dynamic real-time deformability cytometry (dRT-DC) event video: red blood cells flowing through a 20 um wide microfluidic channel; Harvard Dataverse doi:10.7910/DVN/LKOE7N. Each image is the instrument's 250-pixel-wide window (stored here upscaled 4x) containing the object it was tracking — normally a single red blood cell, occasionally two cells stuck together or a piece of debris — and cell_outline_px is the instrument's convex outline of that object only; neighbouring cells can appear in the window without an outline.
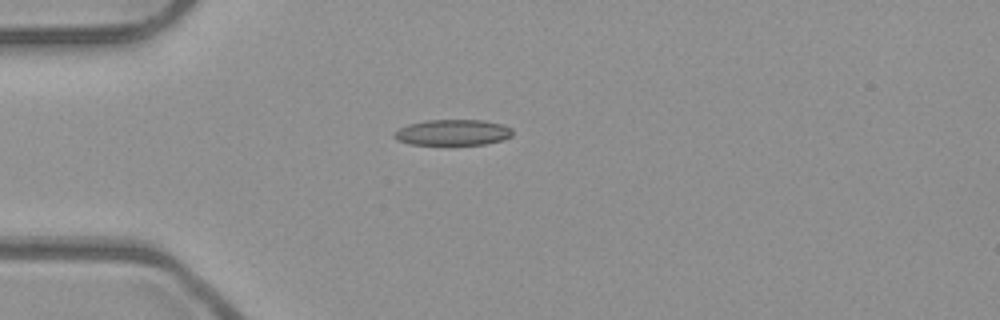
{"species": "common noctule bat (a hibernating species)", "species_latin": "Nyctalus noctula", "temperature_condition": "room temperature", "stored_images_in_passage": 4, "camera_frame_rate_fps": 3000, "um_per_image_px": 0.085, "animal": {"sex": "male", "body_mass_g": 23.1, "forearm_length_mm": 52.7}, "frame": {"image": 1, "passage_image": 3, "time_ms": 0.667, "image_size_px": [1000, 320], "cell_outline_px": [[512, 136], [500, 140], [484, 144], [408, 144], [396, 140], [392, 136], [392, 132], [408, 124], [424, 120], [484, 120], [504, 124], [512, 128]], "centroid_in_image_um": [38.45, 11.24], "position_along_channel_um": 46.5, "area_um2": 17.92}}